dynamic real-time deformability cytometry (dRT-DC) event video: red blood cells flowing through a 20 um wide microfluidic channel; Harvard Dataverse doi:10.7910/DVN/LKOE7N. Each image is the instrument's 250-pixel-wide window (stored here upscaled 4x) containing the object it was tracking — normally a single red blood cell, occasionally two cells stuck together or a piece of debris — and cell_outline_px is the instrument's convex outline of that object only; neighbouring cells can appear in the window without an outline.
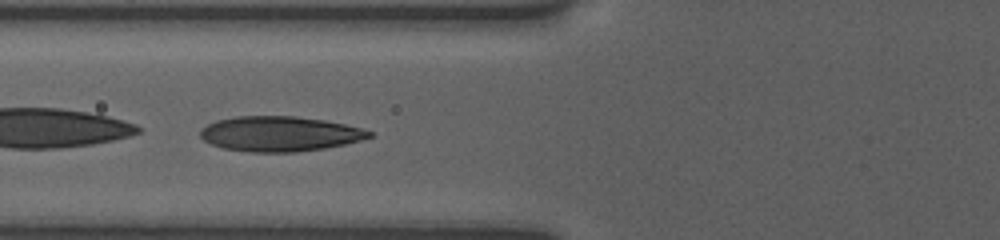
{"species": "human", "species_latin": "Homo sapiens", "temperature_condition": "room temperature", "stored_images_in_passage": 8, "camera_frame_rate_fps": 3000, "um_per_image_px": 0.085, "donor": {"sex": "female"}, "frame": {"image": 1, "passage_image": 6, "time_ms": 5.667, "image_size_px": [1000, 240], "cell_outline_px": [[372, 136], [360, 140], [344, 144], [324, 148], [296, 152], [252, 152], [224, 148], [212, 144], [204, 140], [200, 136], [200, 128], [216, 120], [236, 116], [296, 116], [324, 120], [344, 124], [360, 128], [372, 132]], "centroid_in_image_um": [23.74, 11.37], "position_along_channel_um": 102.1, "area_um2": 34.33}}